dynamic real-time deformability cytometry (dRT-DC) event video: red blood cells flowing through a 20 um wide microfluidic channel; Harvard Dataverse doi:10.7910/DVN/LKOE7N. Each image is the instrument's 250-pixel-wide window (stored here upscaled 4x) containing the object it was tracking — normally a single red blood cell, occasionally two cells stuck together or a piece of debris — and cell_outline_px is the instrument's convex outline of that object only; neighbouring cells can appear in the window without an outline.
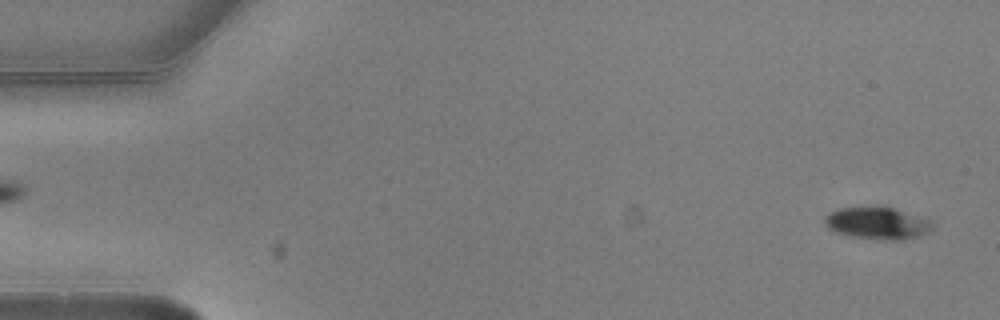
{"species": "common noctule bat (a hibernating species)", "species_latin": "Nyctalus noctula", "temperature_condition": "warm", "stored_images_in_passage": 5, "camera_frame_rate_fps": 3000, "um_per_image_px": 0.085, "animal": {"sex": "male", "body_mass_g": 20.5, "forearm_length_mm": 52.5}, "frame": {"image": 1, "passage_image": 1, "time_ms": 0.0, "image_size_px": [1000, 320], "cell_outline_px": [[932, 228], [928, 232], [920, 236], [900, 240], [888, 240], [852, 236], [836, 232], [828, 228], [824, 220], [824, 216], [828, 212], [840, 208], [876, 204], [884, 204], [928, 220], [932, 224]], "centroid_in_image_um": [74.53, 18.92], "position_along_channel_um": 10.5, "area_um2": 20.52}}
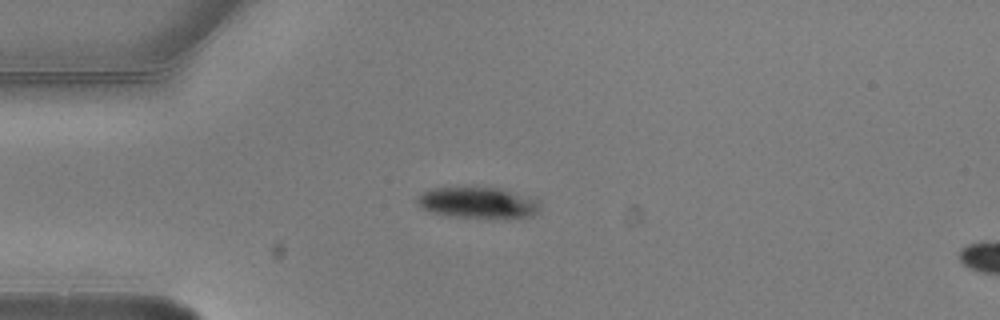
{"frame": {"image": 2, "passage_image": 4, "time_ms": 1.0, "image_size_px": [1000, 320], "cell_outline_px": [[540, 208], [532, 216], [452, 216], [432, 212], [416, 204], [416, 196], [432, 188], [464, 184], [476, 184], [504, 188], [536, 196], [540, 200]], "centroid_in_image_um": [40.64, 17.11], "position_along_channel_um": 44.4, "area_um2": 23.18}}